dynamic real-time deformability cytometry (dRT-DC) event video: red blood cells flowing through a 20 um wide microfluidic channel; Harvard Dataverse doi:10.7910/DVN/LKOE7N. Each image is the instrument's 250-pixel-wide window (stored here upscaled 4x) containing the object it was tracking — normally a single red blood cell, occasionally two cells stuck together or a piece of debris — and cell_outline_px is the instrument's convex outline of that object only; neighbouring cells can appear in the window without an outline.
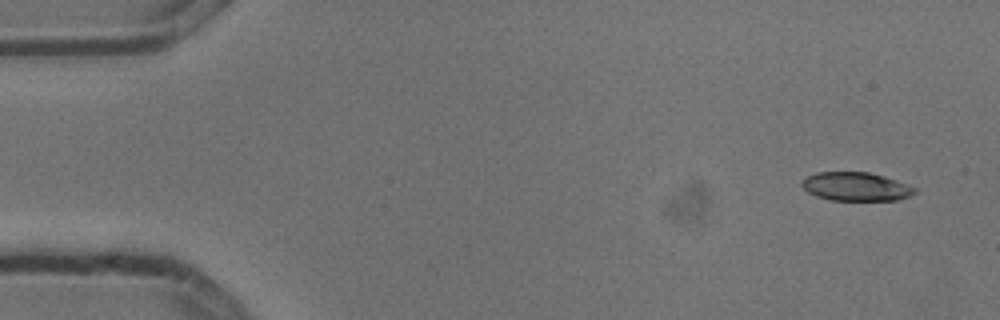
{"species": "common noctule bat (a hibernating species)", "species_latin": "Nyctalus noctula", "temperature_condition": "cold", "stored_images_in_passage": 4, "camera_frame_rate_fps": 3000, "um_per_image_px": 0.085, "animal": {"sex": "male", "body_mass_g": 13.3}, "frame": {"image": 1, "passage_image": 1, "time_ms": 0.0, "image_size_px": [1000, 320], "cell_outline_px": [[916, 192], [908, 196], [896, 200], [832, 200], [816, 196], [808, 192], [800, 184], [800, 180], [816, 172], [868, 172], [884, 176], [896, 180], [916, 188]], "centroid_in_image_um": [72.72, 15.85], "position_along_channel_um": 12.3, "area_um2": 18.73}}
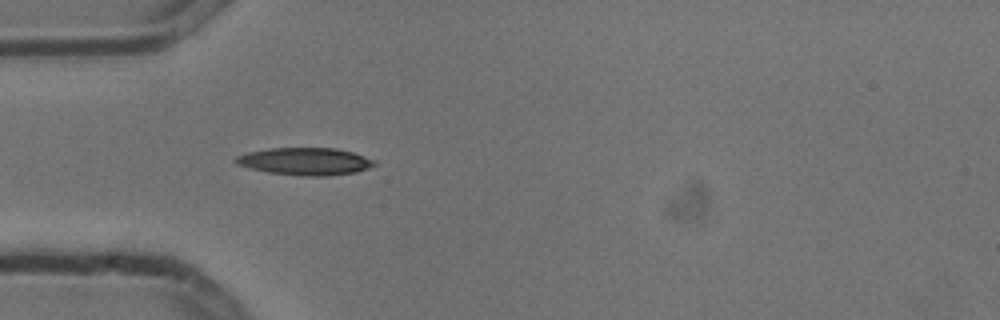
{"frame": {"image": 2, "passage_image": 4, "time_ms": 1.0, "image_size_px": [1000, 320], "cell_outline_px": [[376, 164], [368, 168], [356, 172], [328, 176], [304, 176], [268, 172], [236, 164], [232, 160], [236, 156], [248, 152], [268, 148], [336, 148], [352, 152], [376, 160]], "centroid_in_image_um": [25.94, 13.71], "position_along_channel_um": 59.1, "area_um2": 22.14}}